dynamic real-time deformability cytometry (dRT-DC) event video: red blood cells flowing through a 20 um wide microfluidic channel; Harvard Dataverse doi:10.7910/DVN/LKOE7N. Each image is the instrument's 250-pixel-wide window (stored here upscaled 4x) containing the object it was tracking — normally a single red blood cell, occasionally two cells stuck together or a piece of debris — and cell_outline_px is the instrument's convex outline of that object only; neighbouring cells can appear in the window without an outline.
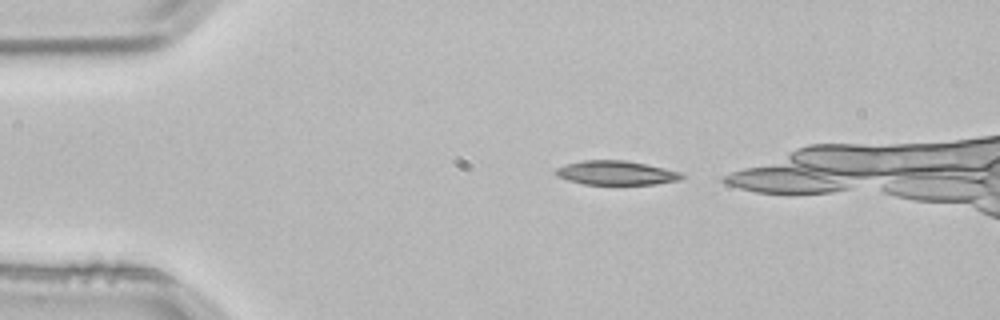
{"species": "common noctule bat (a hibernating species)", "species_latin": "Nyctalus noctula", "temperature_condition": "room temperature", "stored_images_in_passage": 1, "camera_frame_rate_fps": 3000, "um_per_image_px": 0.085, "animal": {"sex": "male", "body_mass_g": 21.5, "forearm_length_mm": 52.0}, "frame": {"image": 1, "passage_image": 1, "time_ms": 0.0, "image_size_px": [1000, 320], "cell_outline_px": [[684, 176], [680, 180], [656, 184], [584, 184], [568, 180], [556, 176], [552, 172], [556, 168], [564, 164], [584, 160], [624, 160], [684, 172]], "centroid_in_image_um": [52.35, 14.69], "position_along_channel_um": 32.7, "area_um2": 17.8}}